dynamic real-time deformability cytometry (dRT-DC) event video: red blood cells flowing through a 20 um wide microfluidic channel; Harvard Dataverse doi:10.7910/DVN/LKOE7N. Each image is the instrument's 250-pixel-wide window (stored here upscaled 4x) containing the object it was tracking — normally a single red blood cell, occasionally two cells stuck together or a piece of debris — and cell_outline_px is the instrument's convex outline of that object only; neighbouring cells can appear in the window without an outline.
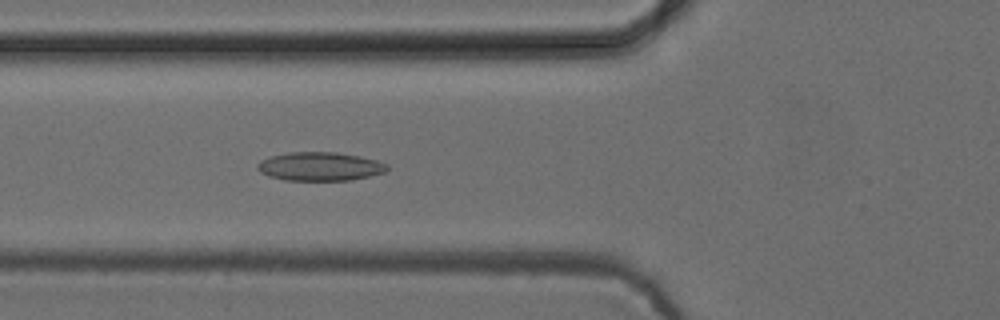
{"species": "common noctule bat (a hibernating species)", "species_latin": "Nyctalus noctula", "temperature_condition": "cold", "stored_images_in_passage": 51, "camera_frame_rate_fps": 3000, "um_per_image_px": 0.085, "animal": {"sex": "female", "body_mass_g": 24.6, "forearm_length_mm": 56.2}, "frame": {"image": 1, "passage_image": 18, "time_ms": 5.667, "image_size_px": [1000, 320], "cell_outline_px": [[388, 168], [384, 172], [352, 180], [284, 180], [268, 176], [260, 172], [256, 168], [256, 164], [260, 160], [272, 156], [288, 152], [336, 152], [360, 156], [376, 160], [388, 164]], "centroid_in_image_um": [27.16, 14.14], "position_along_channel_um": 98.6, "area_um2": 21.68}}
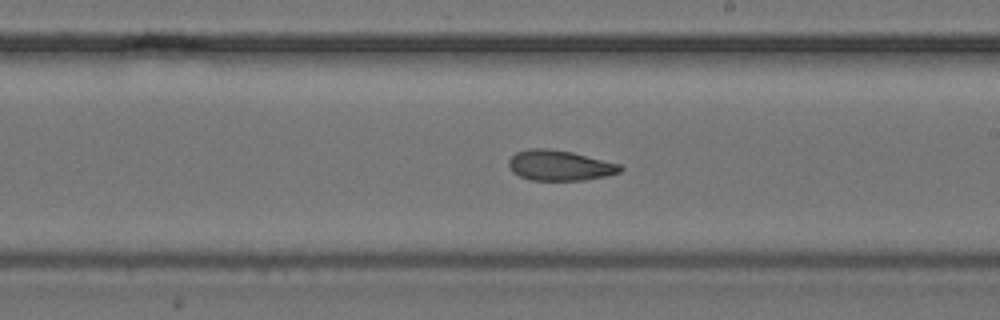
{"frame": {"image": 2, "passage_image": 29, "time_ms": 9.333, "image_size_px": [1000, 320], "cell_outline_px": [[624, 168], [620, 172], [608, 176], [584, 180], [528, 180], [512, 172], [508, 164], [508, 160], [516, 152], [528, 148], [548, 148], [572, 152], [620, 164]], "centroid_in_image_um": [47.57, 14.06], "position_along_channel_um": 241.4, "area_um2": 19.88}}
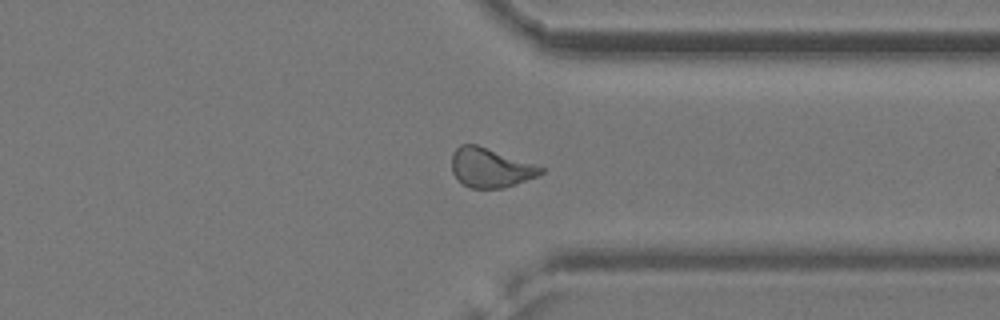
{"frame": {"image": 3, "passage_image": 39, "time_ms": 12.667, "image_size_px": [1000, 320], "cell_outline_px": [[544, 172], [536, 176], [516, 184], [504, 188], [472, 188], [464, 184], [452, 172], [452, 152], [460, 144], [476, 144], [544, 168]], "centroid_in_image_um": [41.65, 14.26], "position_along_channel_um": 369.7, "area_um2": 20.0}, "authors_computed_cell_mechanics": {"area_um2": 20.7502, "velocity_mm_per_s": 3.8892, "shape_relaxation_time_tau1_ms": null, "shape_relaxation_time_tau2_ms": 3.754, "deformation_change_tau1": null, "deformation_change_tau2": 0.0927}}